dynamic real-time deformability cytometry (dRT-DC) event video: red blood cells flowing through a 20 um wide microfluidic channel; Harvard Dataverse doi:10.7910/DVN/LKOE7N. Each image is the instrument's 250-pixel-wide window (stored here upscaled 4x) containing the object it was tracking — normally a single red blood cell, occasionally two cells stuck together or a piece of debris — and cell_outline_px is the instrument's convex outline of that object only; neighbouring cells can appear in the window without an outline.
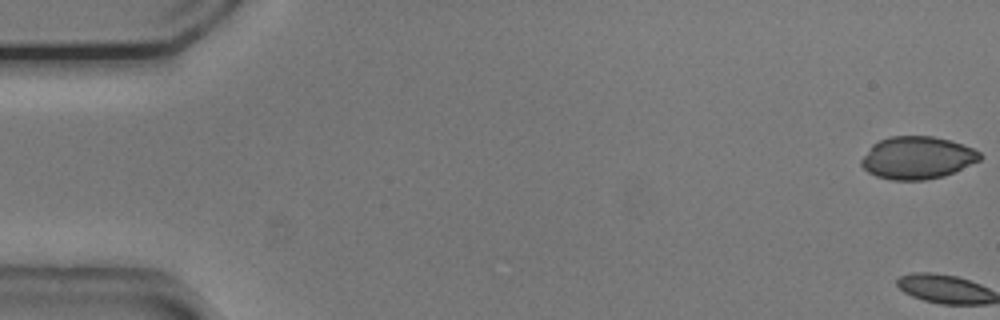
{"species": "common noctule bat (a hibernating species)", "species_latin": "Nyctalus noctula", "temperature_condition": "cold", "stored_images_in_passage": 3, "camera_frame_rate_fps": 3000, "um_per_image_px": 0.085, "animal": {"sex": "male", "body_mass_g": 20.5, "forearm_length_mm": 52.5}, "frame": {"image": 1, "passage_image": 1, "time_ms": 0.0, "image_size_px": [1000, 320], "cell_outline_px": [[984, 156], [980, 160], [944, 176], [924, 180], [892, 180], [876, 176], [868, 172], [860, 164], [860, 160], [872, 144], [880, 140], [892, 136], [932, 136], [948, 140], [972, 148], [980, 152]], "centroid_in_image_um": [77.95, 13.41], "position_along_channel_um": 7.1, "area_um2": 29.25}}